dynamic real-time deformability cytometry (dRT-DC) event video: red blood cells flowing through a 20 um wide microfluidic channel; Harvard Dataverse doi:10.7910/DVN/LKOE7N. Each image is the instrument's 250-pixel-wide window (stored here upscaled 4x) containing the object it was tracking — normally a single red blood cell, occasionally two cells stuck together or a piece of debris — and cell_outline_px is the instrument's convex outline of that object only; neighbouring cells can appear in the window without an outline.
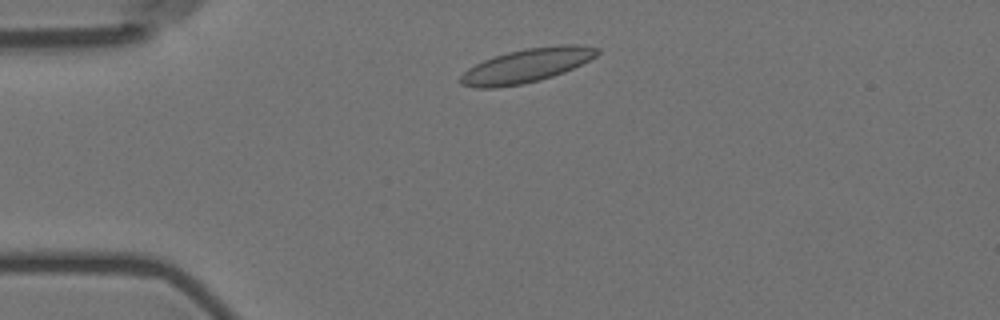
{"species": "Egyptian fruit bat (a non-hibernating species)", "species_latin": "Rousettus aegyptiacus", "temperature_condition": "room temperature", "stored_images_in_passage": 4, "camera_frame_rate_fps": 3000, "um_per_image_px": 0.085, "animal": {"sex": "female"}, "frame": {"image": 1, "passage_image": 2, "time_ms": 1.0, "image_size_px": [1000, 320], "cell_outline_px": [[600, 52], [596, 56], [564, 72], [540, 80], [524, 84], [496, 88], [476, 88], [460, 84], [460, 76], [468, 68], [484, 60], [508, 52], [524, 48], [560, 44], [576, 44], [600, 48]], "centroid_in_image_um": [44.76, 5.57], "position_along_channel_um": 40.2, "area_um2": 26.99}}
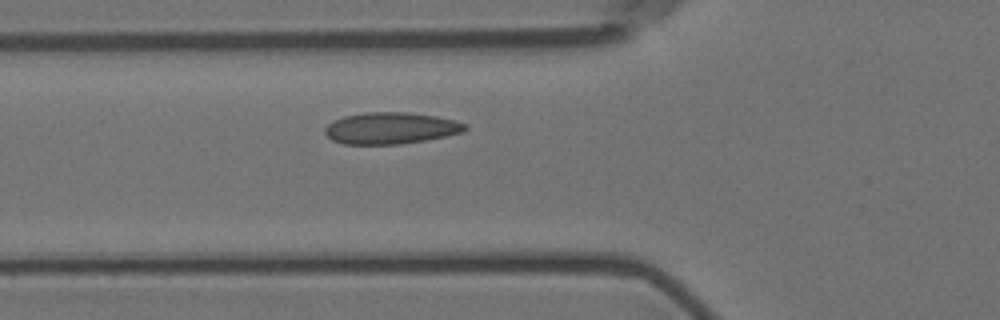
{"frame": {"image": 2, "passage_image": 4, "time_ms": 3.333, "image_size_px": [1000, 320], "cell_outline_px": [[468, 128], [464, 132], [424, 140], [400, 144], [344, 144], [332, 140], [324, 132], [324, 128], [332, 120], [344, 116], [364, 112], [408, 112], [436, 116], [456, 120], [468, 124]], "centroid_in_image_um": [33.22, 10.88], "position_along_channel_um": 92.6, "area_um2": 25.95}}